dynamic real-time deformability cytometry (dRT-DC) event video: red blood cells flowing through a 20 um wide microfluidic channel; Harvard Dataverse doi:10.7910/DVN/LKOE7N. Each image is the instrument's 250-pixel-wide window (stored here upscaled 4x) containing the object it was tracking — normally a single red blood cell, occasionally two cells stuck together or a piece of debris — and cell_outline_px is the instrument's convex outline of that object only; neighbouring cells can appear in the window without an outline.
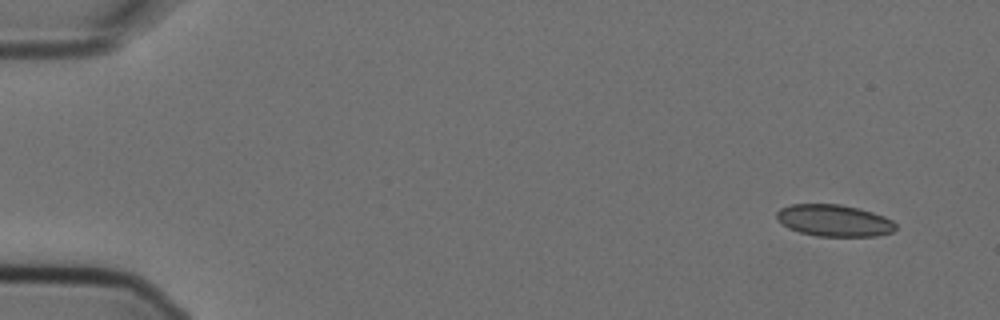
{"species": "Egyptian fruit bat (a non-hibernating species)", "species_latin": "Rousettus aegyptiacus", "temperature_condition": "cold", "stored_images_in_passage": 5, "camera_frame_rate_fps": 3000, "um_per_image_px": 0.085, "animal": {"sex": "female"}, "frame": {"image": 1, "passage_image": 1, "time_ms": 0.0, "image_size_px": [1000, 320], "cell_outline_px": [[896, 228], [892, 232], [876, 236], [816, 236], [800, 232], [788, 228], [776, 220], [776, 212], [780, 208], [792, 204], [840, 204], [872, 212], [884, 216], [892, 220], [896, 224]], "centroid_in_image_um": [70.87, 18.74], "position_along_channel_um": 14.1, "area_um2": 22.08}}